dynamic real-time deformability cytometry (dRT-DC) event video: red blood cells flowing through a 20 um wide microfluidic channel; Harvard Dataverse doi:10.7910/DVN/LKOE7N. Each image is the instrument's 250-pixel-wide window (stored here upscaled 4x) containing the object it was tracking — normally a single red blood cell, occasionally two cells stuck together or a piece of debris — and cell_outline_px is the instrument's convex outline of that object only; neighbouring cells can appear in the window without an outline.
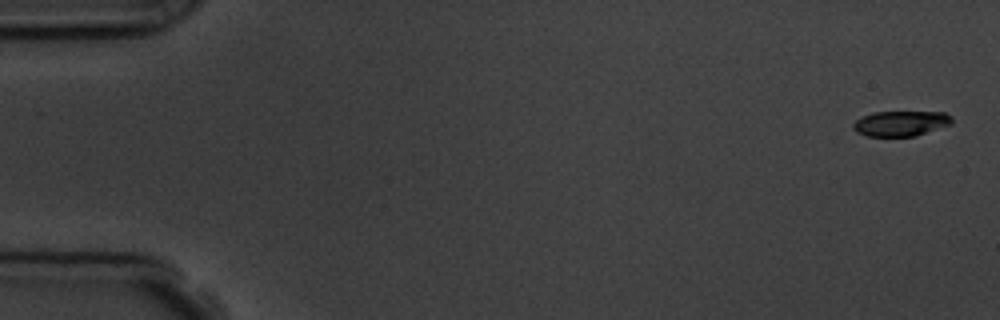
{"species": "common noctule bat (a hibernating species)", "species_latin": "Nyctalus noctula", "temperature_condition": "room temperature", "stored_images_in_passage": 5, "camera_frame_rate_fps": 3000, "um_per_image_px": 0.085, "animal": {"sex": "male", "body_mass_g": 19.5, "forearm_length_mm": 54.6}, "frame": {"image": 1, "passage_image": 1, "time_ms": 0.0, "image_size_px": [1000, 320], "cell_outline_px": [[952, 124], [916, 136], [868, 136], [856, 132], [852, 128], [852, 124], [860, 116], [872, 112], [944, 112], [952, 116]], "centroid_in_image_um": [76.55, 10.49], "position_along_channel_um": 8.5, "area_um2": 14.68}}
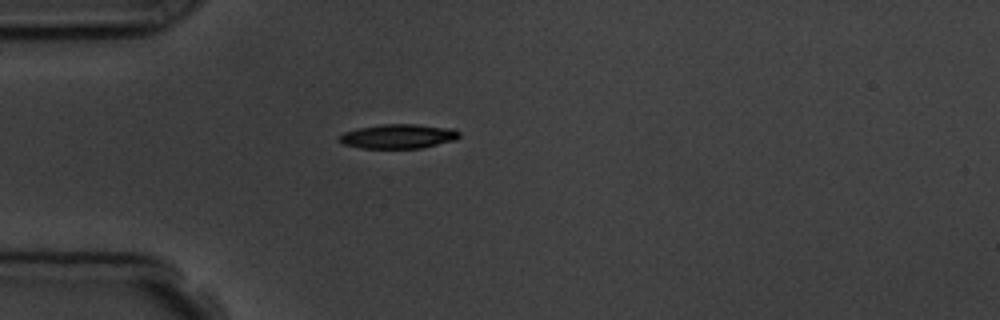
{"frame": {"image": 2, "passage_image": 5, "time_ms": 4.667, "image_size_px": [1000, 320], "cell_outline_px": [[460, 136], [456, 140], [420, 148], [364, 148], [344, 144], [340, 140], [340, 136], [344, 132], [356, 128], [384, 124], [416, 124], [452, 128], [460, 132]], "centroid_in_image_um": [33.89, 11.58], "position_along_channel_um": 51.1, "area_um2": 16.94}}